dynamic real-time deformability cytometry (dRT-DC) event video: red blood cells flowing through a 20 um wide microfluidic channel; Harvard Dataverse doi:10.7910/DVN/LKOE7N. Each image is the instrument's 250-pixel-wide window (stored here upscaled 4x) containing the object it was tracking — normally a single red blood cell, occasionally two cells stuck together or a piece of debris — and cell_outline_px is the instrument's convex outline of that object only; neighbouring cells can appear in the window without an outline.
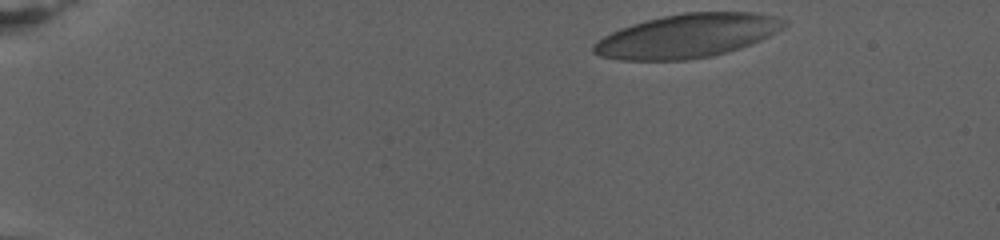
{"species": "human", "species_latin": "Homo sapiens", "temperature_condition": "warm", "stored_images_in_passage": 69, "camera_frame_rate_fps": 3000, "um_per_image_px": 0.085, "donor": {"sex": "female"}, "frame": {"image": 1, "passage_image": 1, "time_ms": 0.0, "image_size_px": [1000, 240], "cell_outline_px": [[788, 24], [784, 28], [752, 44], [728, 52], [712, 56], [684, 60], [620, 60], [600, 56], [592, 52], [592, 44], [604, 36], [620, 28], [632, 24], [664, 16], [684, 12], [756, 12], [776, 16], [788, 20]], "centroid_in_image_um": [58.45, 3.05], "position_along_channel_um": 26.5, "area_um2": 48.73}}
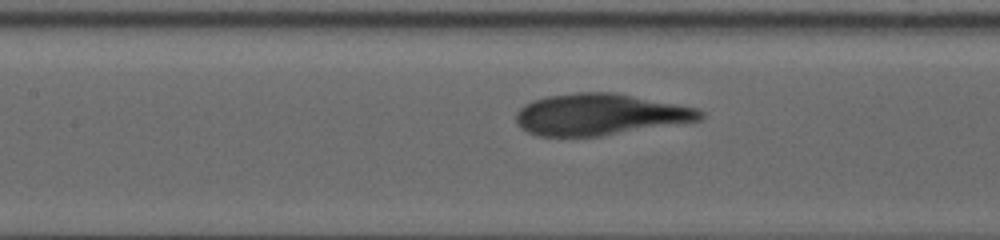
{"frame": {"image": 2, "passage_image": 29, "time_ms": 9.333, "image_size_px": [1000, 240], "cell_outline_px": [[704, 116], [700, 120], [600, 136], [540, 136], [528, 132], [520, 128], [516, 120], [516, 112], [524, 104], [532, 100], [548, 96], [576, 92], [616, 92], [696, 108], [704, 112]], "centroid_in_image_um": [50.96, 9.72], "position_along_channel_um": 156.4, "area_um2": 44.33}}
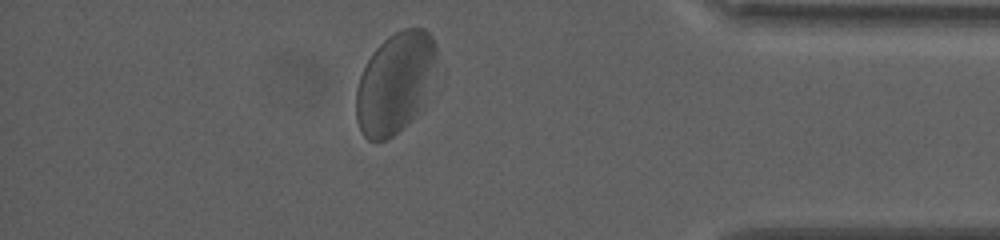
{"frame": {"image": 3, "passage_image": 60, "time_ms": 19.667, "image_size_px": [1000, 240], "cell_outline_px": [[436, 60], [420, 112], [408, 124], [392, 136], [384, 140], [368, 140], [364, 136], [356, 120], [356, 88], [360, 76], [372, 52], [388, 36], [404, 28], [424, 28], [432, 36], [436, 44]], "centroid_in_image_um": [33.56, 7.05], "position_along_channel_um": 401.6, "area_um2": 46.99}, "authors_computed_cell_mechanics": {"area_um2": 46.6446, "velocity_mm_per_s": 2.6053, "shape_relaxation_time_tau1_ms": 3.8369, "shape_relaxation_time_tau2_ms": null, "deformation_change_tau1": 0.1359, "deformation_change_tau2": null}}